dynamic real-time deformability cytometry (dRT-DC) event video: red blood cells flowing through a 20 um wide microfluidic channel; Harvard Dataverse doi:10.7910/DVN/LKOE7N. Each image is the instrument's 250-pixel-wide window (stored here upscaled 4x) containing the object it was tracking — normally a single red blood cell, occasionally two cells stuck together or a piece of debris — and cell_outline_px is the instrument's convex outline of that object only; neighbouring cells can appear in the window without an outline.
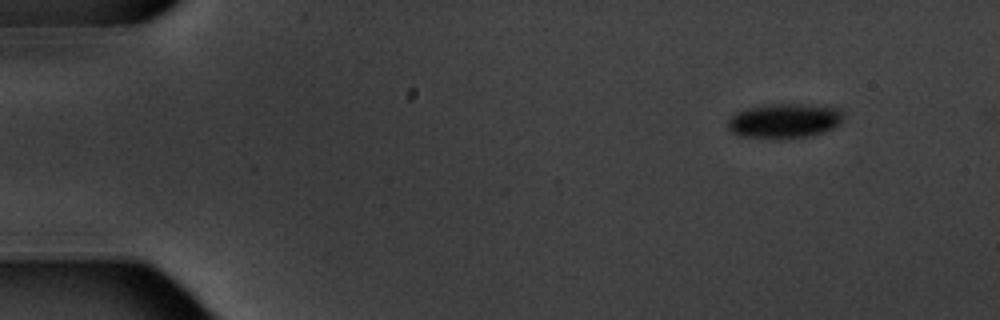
{"species": "common noctule bat (a hibernating species)", "species_latin": "Nyctalus noctula", "temperature_condition": "warm", "stored_images_in_passage": 14, "camera_frame_rate_fps": 3000, "um_per_image_px": 0.085, "animal": {"sex": "male", "body_mass_g": 20.1, "forearm_length_mm": 53.5}, "frame": {"image": 1, "passage_image": 1, "time_ms": 0.0, "image_size_px": [1000, 320], "cell_outline_px": [[844, 116], [840, 124], [824, 132], [808, 136], [784, 140], [740, 136], [732, 132], [728, 128], [728, 120], [732, 116], [748, 108], [772, 104], [804, 104], [836, 108], [844, 112]], "centroid_in_image_um": [66.7, 10.29], "position_along_channel_um": 18.3, "area_um2": 23.41}}
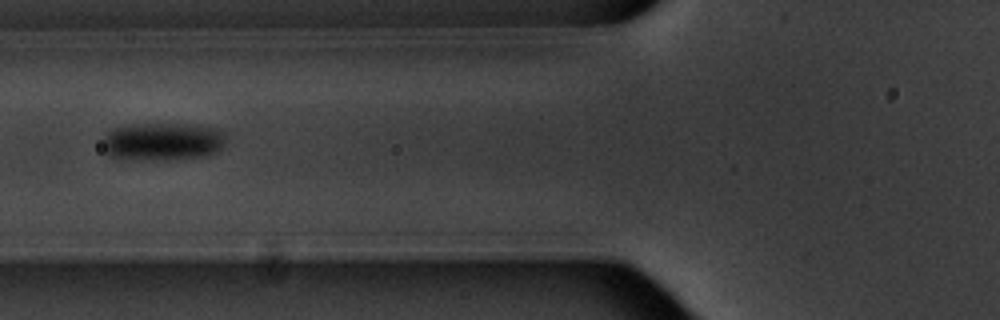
{"frame": {"image": 2, "passage_image": 5, "time_ms": 5.667, "image_size_px": [1000, 320], "cell_outline_px": [[224, 144], [216, 152], [208, 156], [168, 160], [164, 160], [112, 156], [104, 152], [104, 136], [112, 128], [132, 124], [184, 124], [216, 128], [220, 132], [224, 140]], "centroid_in_image_um": [13.82, 12.02], "position_along_channel_um": 112.0, "area_um2": 26.76}}
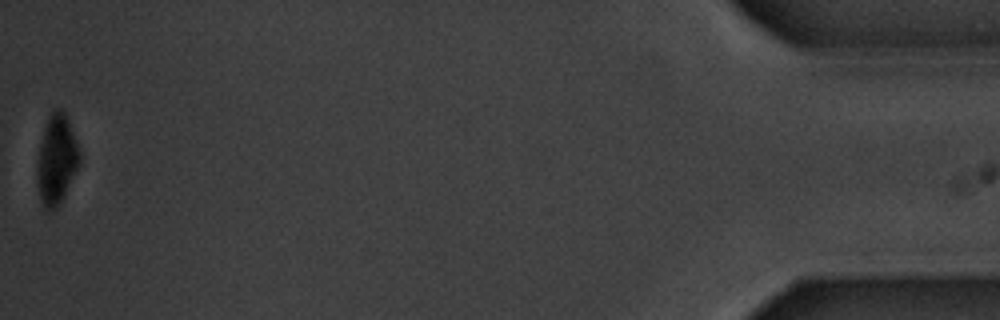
{"frame": {"image": 3, "passage_image": 14, "time_ms": 17.333, "image_size_px": [1000, 320], "cell_outline_px": [[80, 164], [60, 204], [56, 208], [48, 212], [40, 200], [36, 180], [36, 172], [40, 144], [44, 128], [52, 112], [56, 108], [60, 108], [64, 112], [68, 120], [80, 152]], "centroid_in_image_um": [4.8, 13.62], "position_along_channel_um": 430.4, "area_um2": 22.02}, "authors_computed_cell_mechanics": {"area_um2": 25.1719, "velocity_mm_per_s": 3.5008, "shape_relaxation_time_tau1_ms": 1.3514, "shape_relaxation_time_tau2_ms": null, "deformation_change_tau1": 0.074, "deformation_change_tau2": null}}